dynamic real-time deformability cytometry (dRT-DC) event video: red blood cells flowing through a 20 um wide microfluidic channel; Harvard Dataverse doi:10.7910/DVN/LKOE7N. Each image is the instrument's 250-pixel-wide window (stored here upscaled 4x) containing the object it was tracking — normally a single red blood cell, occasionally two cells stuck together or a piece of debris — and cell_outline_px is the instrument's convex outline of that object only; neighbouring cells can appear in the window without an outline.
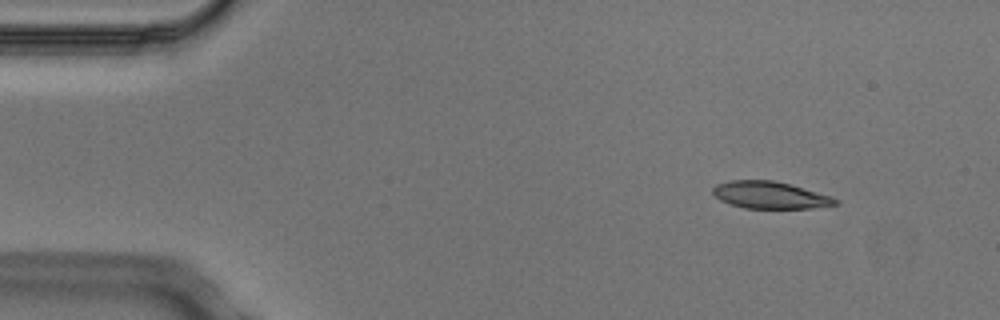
{"species": "Egyptian fruit bat (a non-hibernating species)", "species_latin": "Rousettus aegyptiacus", "temperature_condition": "cold", "stored_images_in_passage": 6, "camera_frame_rate_fps": 3000, "um_per_image_px": 0.085, "animal": {"sex": "male"}, "frame": {"image": 1, "passage_image": 1, "time_ms": 0.0, "image_size_px": [1000, 320], "cell_outline_px": [[840, 204], [812, 208], [744, 208], [720, 200], [712, 192], [712, 188], [716, 184], [728, 180], [772, 180], [788, 184], [832, 196], [840, 200]], "centroid_in_image_um": [65.46, 16.58], "position_along_channel_um": 19.5, "area_um2": 19.31}}
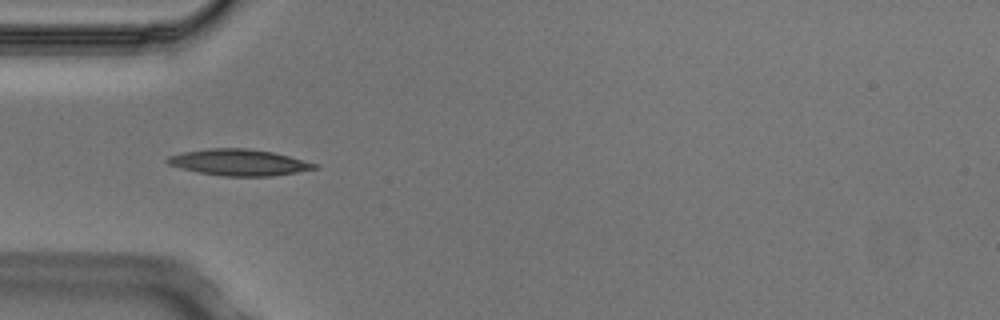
{"frame": {"image": 2, "passage_image": 4, "time_ms": 1.0, "image_size_px": [1000, 320], "cell_outline_px": [[320, 168], [272, 176], [224, 176], [196, 172], [180, 168], [168, 164], [164, 160], [168, 156], [184, 152], [208, 148], [248, 148], [272, 152], [320, 164]], "centroid_in_image_um": [20.31, 13.8], "position_along_channel_um": 64.7, "area_um2": 22.66}}
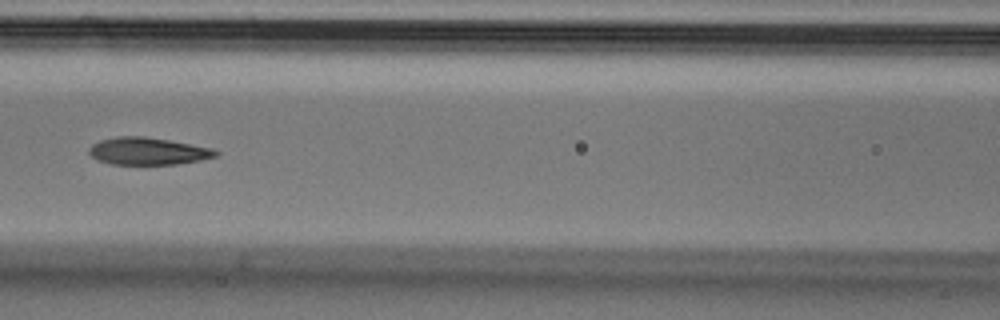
{"frame": {"image": 3, "passage_image": 6, "time_ms": 1.667, "image_size_px": [1000, 320], "cell_outline_px": [[220, 152], [216, 156], [200, 160], [176, 164], [112, 164], [96, 160], [88, 152], [88, 148], [92, 144], [100, 140], [116, 136], [144, 136], [168, 140], [212, 148]], "centroid_in_image_um": [12.53, 12.84], "position_along_channel_um": 154.1, "area_um2": 20.11}}